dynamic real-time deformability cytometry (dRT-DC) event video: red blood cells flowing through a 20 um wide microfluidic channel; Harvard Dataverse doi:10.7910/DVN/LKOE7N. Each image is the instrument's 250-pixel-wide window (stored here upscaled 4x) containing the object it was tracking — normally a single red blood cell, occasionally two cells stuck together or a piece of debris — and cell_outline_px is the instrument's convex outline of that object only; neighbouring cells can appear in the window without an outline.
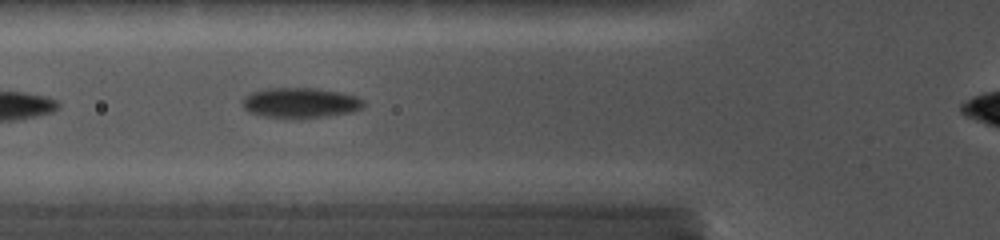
{"species": "common noctule bat (a hibernating species)", "species_latin": "Nyctalus noctula", "temperature_condition": "cold", "stored_images_in_passage": 13, "camera_frame_rate_fps": 5000, "um_per_image_px": 0.085, "animal": {"sex": "female", "body_mass_g": 19.0, "forearm_length_mm": 56.7}, "frame": {"image": 1, "passage_image": 3, "time_ms": 1.4, "image_size_px": [1000, 240], "cell_outline_px": [[364, 104], [360, 108], [344, 112], [320, 116], [268, 116], [252, 112], [244, 108], [244, 96], [252, 92], [268, 88], [316, 88], [340, 92], [356, 96], [364, 100]], "centroid_in_image_um": [25.53, 8.68], "position_along_channel_um": 100.3, "area_um2": 20.17}}